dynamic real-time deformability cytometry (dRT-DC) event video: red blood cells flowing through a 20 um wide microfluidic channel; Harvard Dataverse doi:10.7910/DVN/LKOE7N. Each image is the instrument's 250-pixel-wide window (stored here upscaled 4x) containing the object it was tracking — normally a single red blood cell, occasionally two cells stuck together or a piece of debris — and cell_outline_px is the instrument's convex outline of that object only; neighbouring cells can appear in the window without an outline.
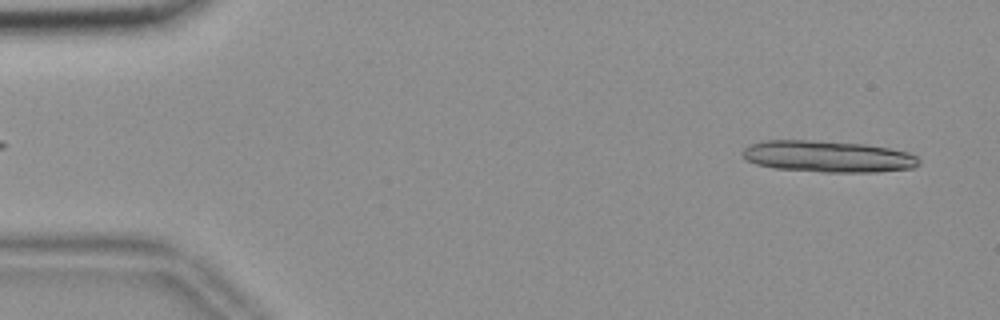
{"species": "common noctule bat (a hibernating species)", "species_latin": "Nyctalus noctula", "temperature_condition": "room temperature", "stored_images_in_passage": 13, "camera_frame_rate_fps": 3000, "um_per_image_px": 0.085, "animal": {"sex": "female", "body_mass_g": 18.4}, "frame": {"image": 1, "passage_image": 2, "time_ms": 0.333, "image_size_px": [1000, 320], "cell_outline_px": [[920, 164], [912, 168], [876, 172], [820, 172], [776, 168], [756, 164], [748, 160], [744, 156], [744, 148], [748, 144], [764, 140], [808, 140], [864, 144], [888, 148], [908, 152], [916, 156], [920, 160]], "centroid_in_image_um": [70.38, 13.3], "position_along_channel_um": 14.6, "area_um2": 32.31}}